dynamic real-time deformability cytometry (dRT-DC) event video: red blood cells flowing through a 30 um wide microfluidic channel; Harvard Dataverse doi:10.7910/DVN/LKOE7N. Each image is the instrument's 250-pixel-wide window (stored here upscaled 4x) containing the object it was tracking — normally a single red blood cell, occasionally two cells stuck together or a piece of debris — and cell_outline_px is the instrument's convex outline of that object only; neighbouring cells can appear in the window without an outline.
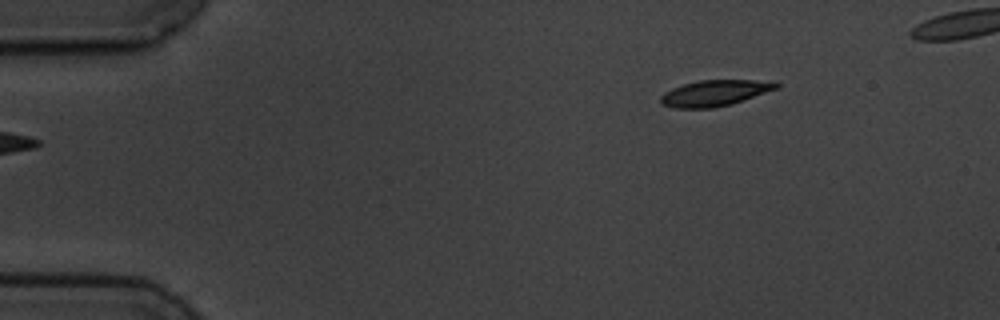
{"species": "common noctule bat (a hibernating species)", "species_latin": "Nyctalus noctula", "temperature_condition": "cold", "stored_images_in_passage": 6, "camera_frame_rate_fps": 3000, "um_per_image_px": 0.085, "animal": {"sex": "male", "body_mass_g": 19.5, "forearm_length_mm": 54.6}, "frame": {"image": 1, "passage_image": 6, "time_ms": 7.0, "image_size_px": [1000, 320], "cell_outline_px": [[780, 88], [732, 104], [712, 108], [676, 108], [664, 104], [660, 100], [660, 96], [664, 92], [672, 88], [684, 84], [700, 80], [776, 80], [780, 84]], "centroid_in_image_um": [60.84, 7.89], "position_along_channel_um": 24.2, "area_um2": 17.69}}